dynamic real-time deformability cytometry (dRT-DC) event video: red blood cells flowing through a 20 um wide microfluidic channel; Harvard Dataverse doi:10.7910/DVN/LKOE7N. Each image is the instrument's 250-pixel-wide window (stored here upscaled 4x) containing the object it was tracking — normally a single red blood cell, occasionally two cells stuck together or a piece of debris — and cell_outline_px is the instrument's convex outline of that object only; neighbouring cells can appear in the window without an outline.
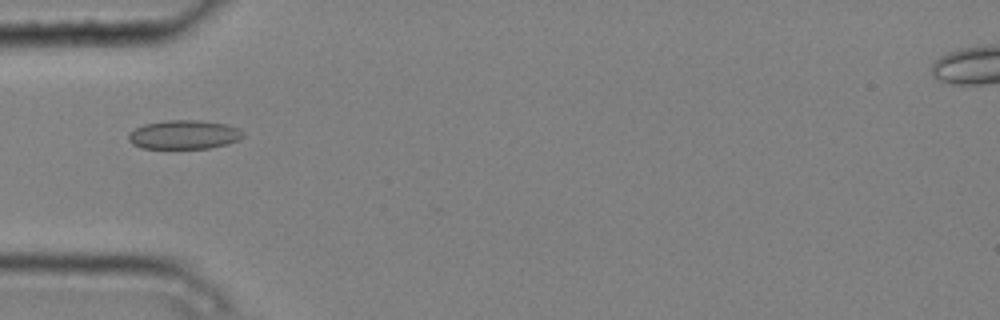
{"species": "common noctule bat (a hibernating species)", "species_latin": "Nyctalus noctula", "temperature_condition": "cold", "stored_images_in_passage": 9, "camera_frame_rate_fps": 3000, "um_per_image_px": 0.085, "animal": {"sex": "male", "body_mass_g": 20.4}, "frame": {"image": 1, "passage_image": 4, "time_ms": 1.0, "image_size_px": [1000, 320], "cell_outline_px": [[244, 136], [240, 140], [228, 144], [208, 148], [140, 148], [132, 144], [128, 140], [128, 136], [136, 128], [144, 124], [168, 120], [200, 120], [224, 124], [240, 128], [244, 132]], "centroid_in_image_um": [15.68, 11.45], "position_along_channel_um": 69.3, "area_um2": 19.36}}
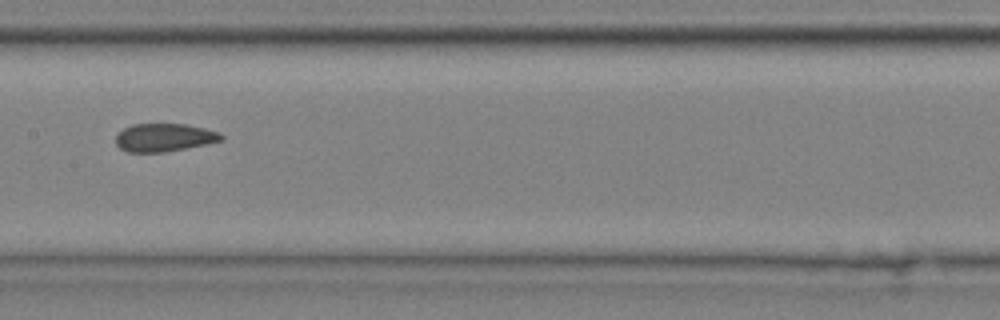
{"frame": {"image": 2, "passage_image": 7, "time_ms": 2.0, "image_size_px": [1000, 320], "cell_outline_px": [[224, 140], [164, 152], [128, 152], [120, 148], [116, 144], [116, 136], [124, 128], [132, 124], [184, 124], [204, 128], [220, 132], [224, 136]], "centroid_in_image_um": [13.96, 11.68], "position_along_channel_um": 193.4, "area_um2": 17.11}}
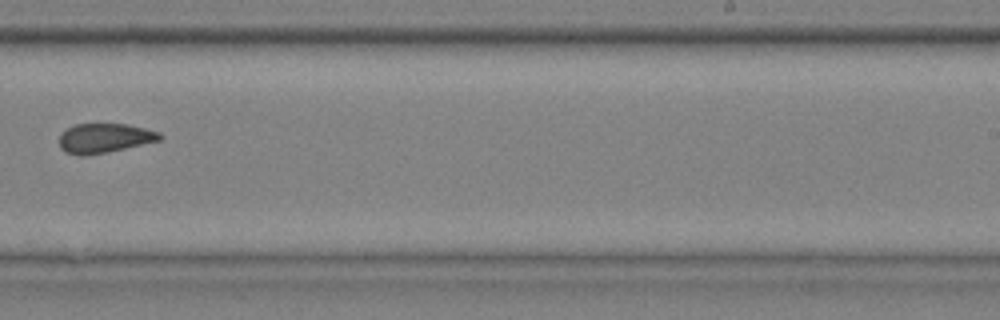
{"frame": {"image": 3, "passage_image": 9, "time_ms": 2.667, "image_size_px": [1000, 320], "cell_outline_px": [[164, 136], [160, 140], [108, 152], [80, 156], [64, 152], [60, 148], [60, 136], [68, 128], [76, 124], [128, 124], [160, 132]], "centroid_in_image_um": [8.9, 11.74], "position_along_channel_um": 280.1, "area_um2": 17.17}}